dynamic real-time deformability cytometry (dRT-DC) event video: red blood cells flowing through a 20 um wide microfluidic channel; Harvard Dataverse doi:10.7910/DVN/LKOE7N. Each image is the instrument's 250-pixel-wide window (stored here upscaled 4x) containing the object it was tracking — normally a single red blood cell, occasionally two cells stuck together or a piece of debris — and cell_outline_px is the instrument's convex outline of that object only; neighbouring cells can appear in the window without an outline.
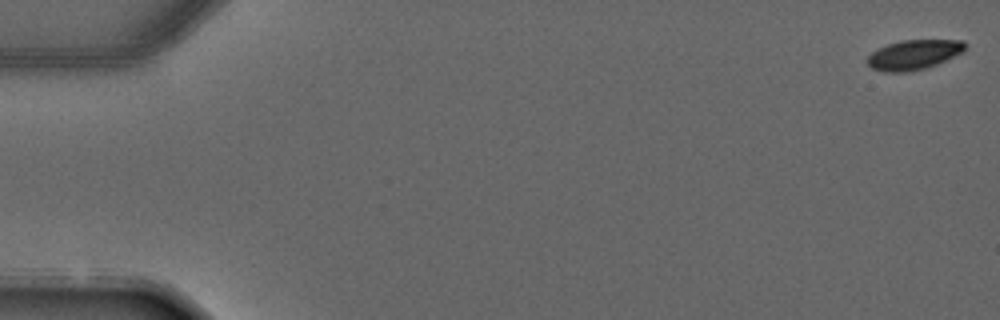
{"species": "common noctule bat (a hibernating species)", "species_latin": "Nyctalus noctula", "temperature_condition": "warm", "stored_images_in_passage": 3, "segment_of_instrument_passage": [2, 2], "camera_frame_rate_fps": 3000, "um_per_image_px": 0.085, "animal": {"sex": "male", "forearm_length_mm": 52.5}, "frame": {"image": 1, "passage_image": 3, "time_ms": 3.0, "image_size_px": [1000, 320], "cell_outline_px": [[968, 44], [964, 52], [936, 64], [924, 68], [908, 72], [884, 72], [872, 68], [868, 64], [868, 56], [872, 52], [888, 44], [900, 40], [964, 40]], "centroid_in_image_um": [77.71, 4.64], "position_along_channel_um": 7.3, "area_um2": 16.94}}